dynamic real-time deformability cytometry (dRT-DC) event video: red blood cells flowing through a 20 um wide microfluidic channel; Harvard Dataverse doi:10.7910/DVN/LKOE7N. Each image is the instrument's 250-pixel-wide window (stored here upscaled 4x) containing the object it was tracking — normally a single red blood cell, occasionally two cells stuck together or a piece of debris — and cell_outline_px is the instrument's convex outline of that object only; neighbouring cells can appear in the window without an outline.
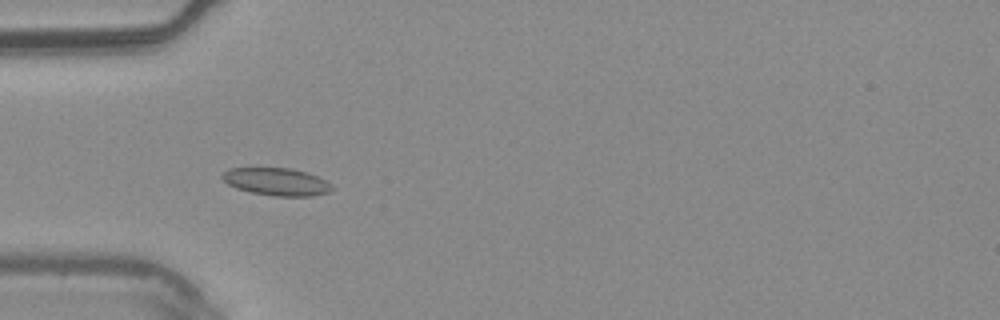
{"species": "common noctule bat (a hibernating species)", "species_latin": "Nyctalus noctula", "temperature_condition": "warm", "stored_images_in_passage": 8, "camera_frame_rate_fps": 3000, "um_per_image_px": 0.085, "animal": {"sex": "male", "body_mass_g": 20.4}, "frame": {"image": 1, "passage_image": 5, "time_ms": 1.333, "image_size_px": [1000, 320], "cell_outline_px": [[332, 188], [328, 192], [312, 196], [276, 196], [252, 192], [236, 188], [228, 184], [220, 176], [228, 168], [292, 168], [308, 172], [332, 184]], "centroid_in_image_um": [23.5, 15.44], "position_along_channel_um": 61.5, "area_um2": 17.51}}
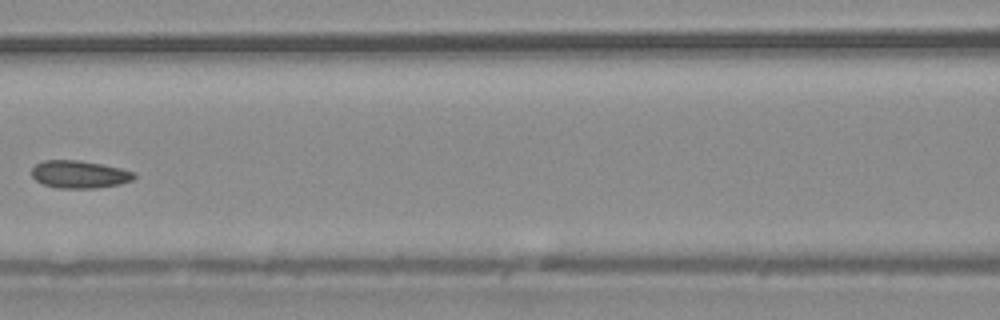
{"frame": {"image": 2, "passage_image": 7, "time_ms": 2.0, "image_size_px": [1000, 320], "cell_outline_px": [[136, 176], [132, 180], [120, 184], [96, 188], [56, 188], [44, 184], [36, 180], [32, 176], [32, 168], [36, 164], [44, 160], [80, 160], [120, 168], [136, 172]], "centroid_in_image_um": [6.76, 14.82], "position_along_channel_um": 159.8, "area_um2": 16.47}}
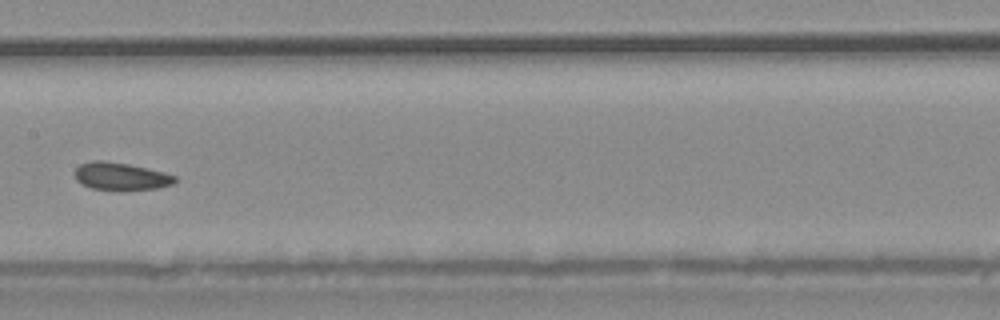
{"frame": {"image": 3, "passage_image": 8, "time_ms": 2.333, "image_size_px": [1000, 320], "cell_outline_px": [[176, 180], [172, 184], [160, 188], [120, 192], [92, 188], [80, 184], [76, 180], [76, 168], [80, 164], [92, 160], [104, 160], [128, 164], [164, 172], [176, 176]], "centroid_in_image_um": [10.27, 15.02], "position_along_channel_um": 197.1, "area_um2": 16.53}}